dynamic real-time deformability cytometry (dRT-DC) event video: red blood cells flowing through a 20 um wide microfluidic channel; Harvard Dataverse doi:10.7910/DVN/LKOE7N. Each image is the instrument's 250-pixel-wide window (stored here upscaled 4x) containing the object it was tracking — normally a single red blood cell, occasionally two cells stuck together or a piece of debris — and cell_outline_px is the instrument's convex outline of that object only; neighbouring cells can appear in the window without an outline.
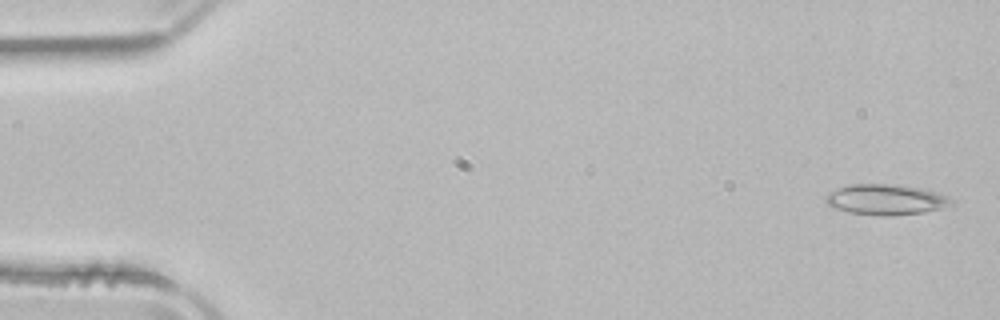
{"species": "common noctule bat (a hibernating species)", "species_latin": "Nyctalus noctula", "temperature_condition": "room temperature", "stored_images_in_passage": 28, "camera_frame_rate_fps": 3000, "um_per_image_px": 0.085, "animal": {"sex": "male", "body_mass_g": 21.5, "forearm_length_mm": 52.0}, "frame": {"image": 1, "passage_image": 2, "time_ms": 0.333, "image_size_px": [1000, 320], "cell_outline_px": [[956, 204], [940, 208], [920, 212], [892, 216], [880, 216], [852, 212], [836, 208], [828, 204], [824, 200], [824, 196], [828, 192], [836, 188], [848, 184], [888, 184], [920, 188], [936, 192], [948, 196], [956, 200]], "centroid_in_image_um": [75.3, 16.95], "position_along_channel_um": 9.7, "area_um2": 22.37}}
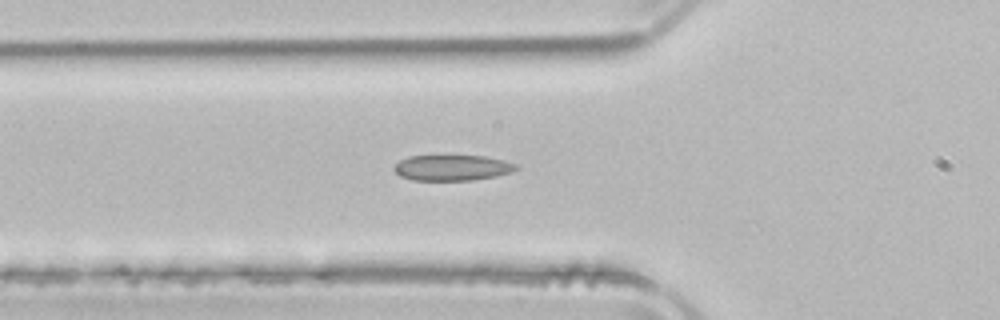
{"frame": {"image": 2, "passage_image": 18, "time_ms": 5.667, "image_size_px": [1000, 320], "cell_outline_px": [[520, 168], [512, 172], [496, 176], [472, 180], [412, 180], [400, 176], [392, 168], [400, 160], [408, 156], [484, 156], [504, 160], [516, 164]], "centroid_in_image_um": [38.45, 14.26], "position_along_channel_um": 87.4, "area_um2": 18.26}}
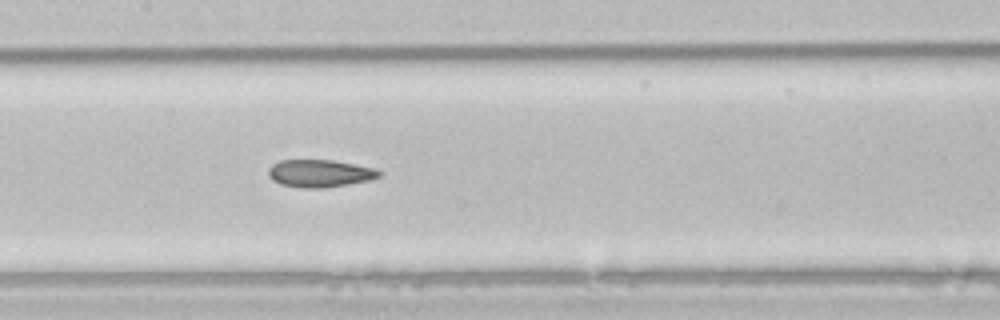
{"frame": {"image": 3, "passage_image": 25, "time_ms": 8.0, "image_size_px": [1000, 320], "cell_outline_px": [[384, 172], [380, 176], [372, 180], [324, 188], [304, 188], [280, 184], [272, 180], [268, 176], [268, 168], [272, 164], [280, 160], [332, 160], [376, 168]], "centroid_in_image_um": [27.2, 14.74], "position_along_channel_um": 180.2, "area_um2": 17.98}}